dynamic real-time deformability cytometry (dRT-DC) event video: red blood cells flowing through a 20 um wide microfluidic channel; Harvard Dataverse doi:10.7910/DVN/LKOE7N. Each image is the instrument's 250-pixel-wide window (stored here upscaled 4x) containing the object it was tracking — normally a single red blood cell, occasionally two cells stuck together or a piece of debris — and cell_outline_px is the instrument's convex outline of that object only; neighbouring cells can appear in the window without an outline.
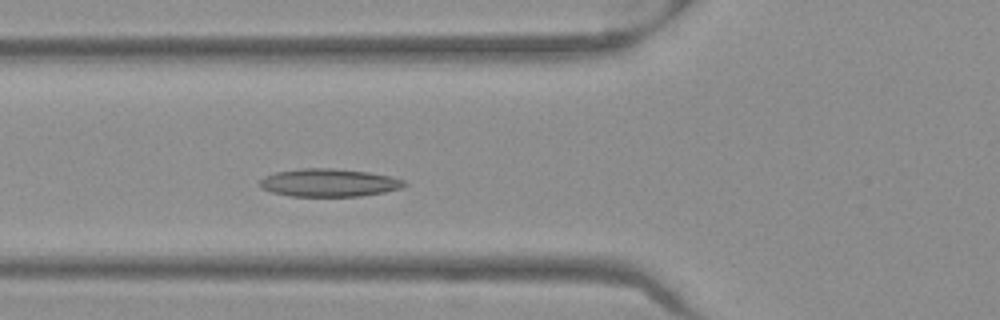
{"species": "Egyptian fruit bat (a non-hibernating species)", "species_latin": "Rousettus aegyptiacus", "temperature_condition": "warm", "stored_images_in_passage": 34, "camera_frame_rate_fps": 3000, "um_per_image_px": 0.085, "frame": {"image": 1, "passage_image": 7, "time_ms": 2.0, "image_size_px": [1000, 320], "cell_outline_px": [[408, 184], [400, 188], [384, 192], [360, 196], [288, 196], [272, 192], [260, 188], [260, 180], [264, 176], [276, 172], [300, 168], [332, 168], [368, 172], [392, 176], [404, 180]], "centroid_in_image_um": [27.95, 15.53], "position_along_channel_um": 97.8, "area_um2": 23.58}}
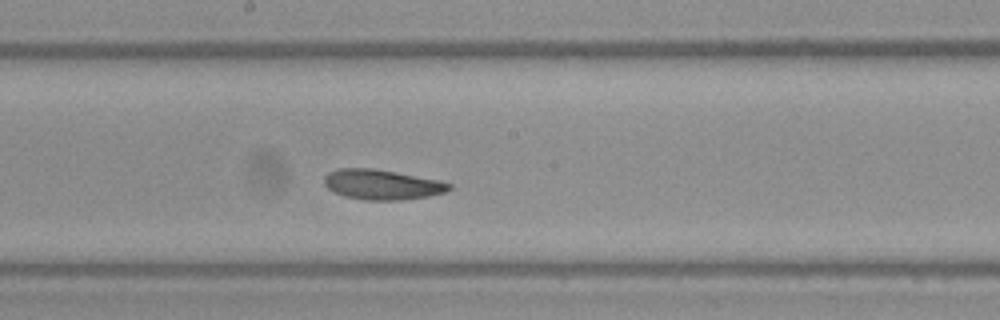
{"frame": {"image": 2, "passage_image": 16, "time_ms": 5.0, "image_size_px": [1000, 320], "cell_outline_px": [[452, 188], [444, 192], [428, 196], [400, 200], [364, 200], [344, 196], [332, 192], [324, 184], [324, 176], [328, 172], [336, 168], [372, 168], [396, 172], [440, 180], [452, 184]], "centroid_in_image_um": [32.44, 15.68], "position_along_channel_um": 215.8, "area_um2": 22.02}}
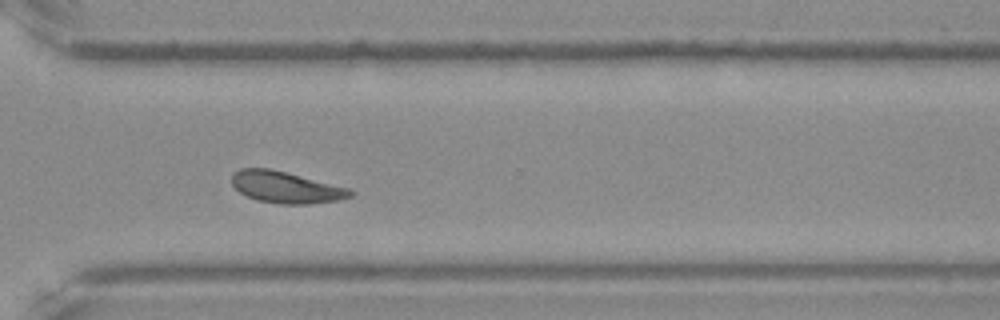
{"frame": {"image": 3, "passage_image": 26, "time_ms": 8.333, "image_size_px": [1000, 320], "cell_outline_px": [[356, 192], [352, 196], [340, 200], [308, 204], [280, 204], [256, 200], [240, 192], [232, 184], [232, 172], [240, 168], [268, 168], [348, 188]], "centroid_in_image_um": [24.29, 15.93], "position_along_channel_um": 346.3, "area_um2": 21.62}, "authors_computed_cell_mechanics": {"area_um2": 21.675, "velocity_mm_per_s": 3.9133, "shape_relaxation_time_tau1_ms": 4.399, "shape_relaxation_time_tau2_ms": 2.7135, "deformation_change_tau1": 0.0966, "deformation_change_tau2": 0.0826}}